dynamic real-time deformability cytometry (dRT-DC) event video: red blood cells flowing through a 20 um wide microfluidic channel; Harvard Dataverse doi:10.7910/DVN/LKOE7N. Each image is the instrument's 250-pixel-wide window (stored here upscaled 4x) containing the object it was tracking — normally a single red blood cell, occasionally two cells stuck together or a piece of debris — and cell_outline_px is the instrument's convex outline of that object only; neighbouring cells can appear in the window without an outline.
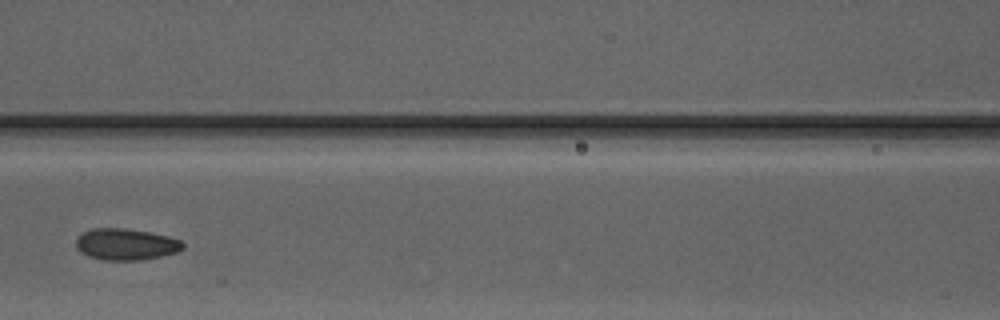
{"species": "Egyptian fruit bat (a non-hibernating species)", "species_latin": "Rousettus aegyptiacus", "temperature_condition": "warm", "stored_images_in_passage": 5, "camera_frame_rate_fps": 3000, "um_per_image_px": 0.085, "animal": {"sex": "male"}, "frame": {"image": 1, "passage_image": 4, "time_ms": 3.667, "image_size_px": [1000, 320], "cell_outline_px": [[184, 248], [176, 252], [160, 256], [140, 260], [104, 260], [88, 256], [80, 252], [76, 248], [76, 236], [92, 228], [124, 228], [148, 232], [168, 236], [180, 240], [184, 244]], "centroid_in_image_um": [10.66, 20.76], "position_along_channel_um": 155.9, "area_um2": 19.59}}
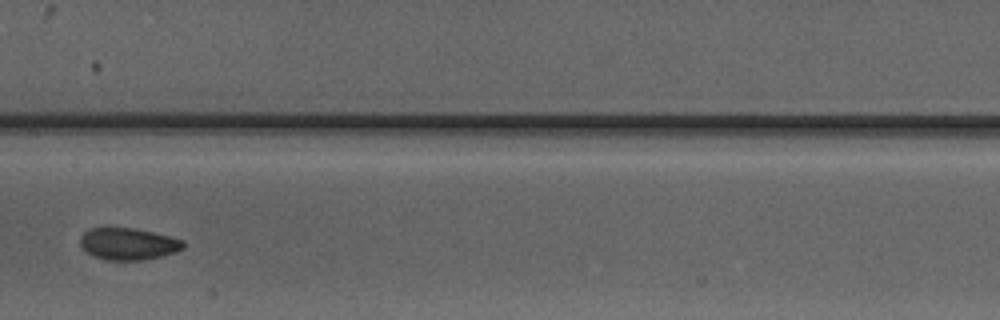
{"frame": {"image": 2, "passage_image": 5, "time_ms": 4.667, "image_size_px": [1000, 320], "cell_outline_px": [[184, 248], [176, 252], [144, 260], [104, 260], [92, 256], [80, 244], [80, 236], [84, 232], [92, 228], [132, 228], [152, 232], [184, 240]], "centroid_in_image_um": [10.89, 20.74], "position_along_channel_um": 196.5, "area_um2": 19.07}}